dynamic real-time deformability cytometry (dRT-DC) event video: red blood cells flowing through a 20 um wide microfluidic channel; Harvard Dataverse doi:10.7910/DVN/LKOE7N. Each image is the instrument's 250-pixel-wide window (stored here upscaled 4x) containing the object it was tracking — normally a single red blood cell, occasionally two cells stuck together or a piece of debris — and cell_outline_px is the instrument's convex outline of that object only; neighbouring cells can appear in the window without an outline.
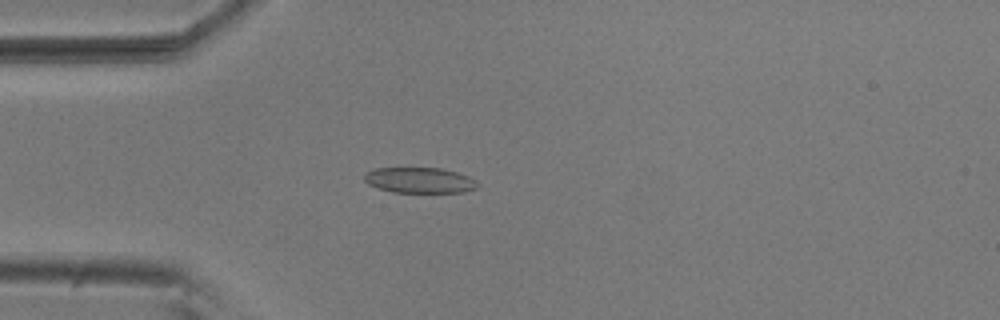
{"species": "common noctule bat (a hibernating species)", "species_latin": "Nyctalus noctula", "temperature_condition": "room temperature", "stored_images_in_passage": 54, "camera_frame_rate_fps": 3000, "um_per_image_px": 0.085, "animal": {"sex": "male", "body_mass_g": 20.5, "forearm_length_mm": 52.5}, "frame": {"image": 1, "passage_image": 15, "time_ms": 4.667, "image_size_px": [1000, 320], "cell_outline_px": [[480, 184], [476, 188], [464, 192], [392, 192], [368, 184], [364, 180], [364, 172], [372, 168], [440, 168], [456, 172], [468, 176], [476, 180]], "centroid_in_image_um": [35.65, 15.31], "position_along_channel_um": 49.3, "area_um2": 16.94}}
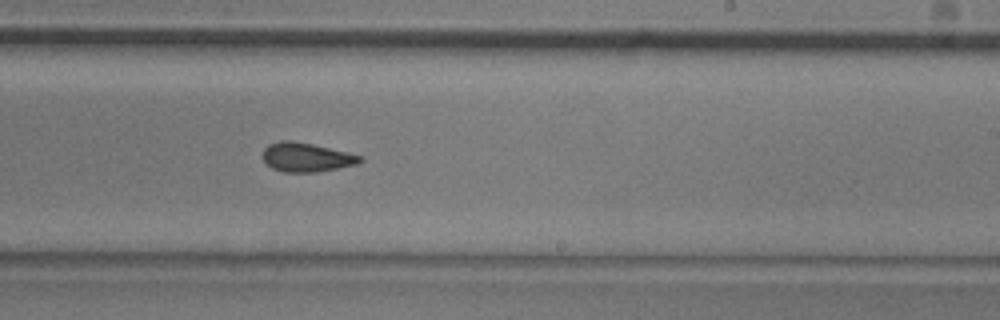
{"frame": {"image": 2, "passage_image": 33, "time_ms": 10.667, "image_size_px": [1000, 320], "cell_outline_px": [[364, 160], [356, 164], [316, 172], [284, 172], [272, 168], [264, 160], [264, 148], [268, 144], [280, 140], [292, 140], [312, 144], [348, 152], [364, 156]], "centroid_in_image_um": [26.06, 13.35], "position_along_channel_um": 262.9, "area_um2": 16.42}}
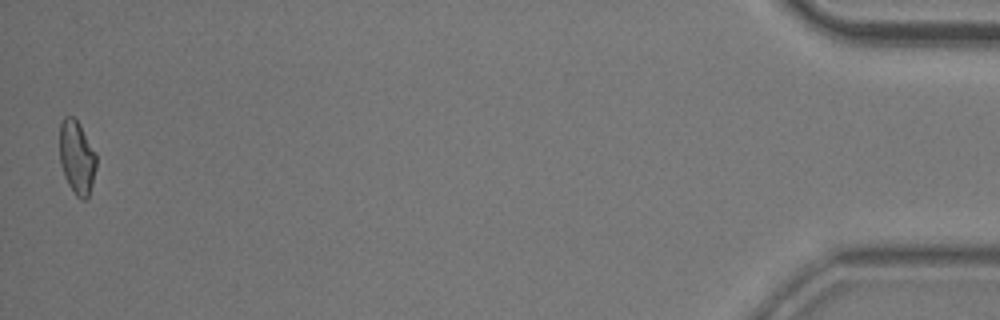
{"frame": {"image": 3, "passage_image": 54, "time_ms": 17.667, "image_size_px": [1000, 320], "cell_outline_px": [[96, 168], [92, 184], [88, 196], [84, 200], [80, 200], [76, 196], [68, 184], [64, 176], [60, 164], [60, 124], [64, 116], [72, 116], [80, 124], [96, 152]], "centroid_in_image_um": [6.53, 13.38], "position_along_channel_um": 428.7, "area_um2": 15.84}, "authors_computed_cell_mechanics": {"area_um2": 16.7042, "velocity_mm_per_s": 3.7241, "shape_relaxation_time_tau1_ms": null, "shape_relaxation_time_tau2_ms": 2.5887, "deformation_change_tau1": null, "deformation_change_tau2": 0.0904}}